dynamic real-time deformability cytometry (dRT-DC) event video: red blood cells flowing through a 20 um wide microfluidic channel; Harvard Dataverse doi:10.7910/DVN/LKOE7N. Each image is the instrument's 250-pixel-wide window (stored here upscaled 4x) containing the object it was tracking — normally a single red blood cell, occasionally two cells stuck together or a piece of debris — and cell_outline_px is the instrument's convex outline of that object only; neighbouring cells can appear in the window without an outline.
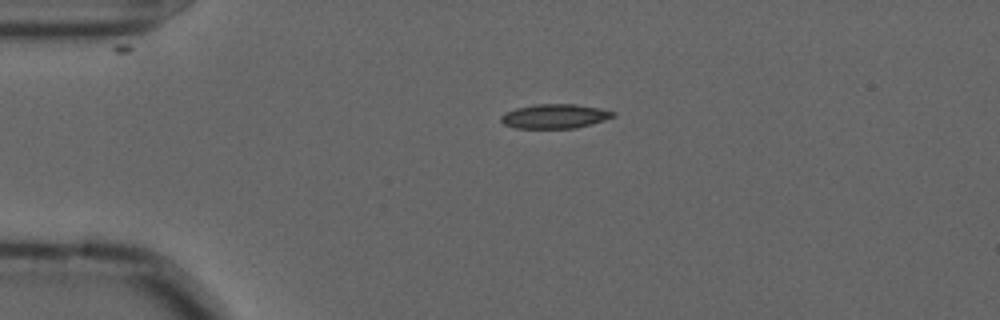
{"species": "common noctule bat (a hibernating species)", "species_latin": "Nyctalus noctula", "temperature_condition": "cold", "stored_images_in_passage": 45, "camera_frame_rate_fps": 3000, "um_per_image_px": 0.085, "animal": {"sex": "male", "forearm_length_mm": 52.5}, "frame": {"image": 1, "passage_image": 1, "time_ms": 0.0, "image_size_px": [1000, 320], "cell_outline_px": [[616, 116], [592, 124], [576, 128], [516, 128], [504, 124], [500, 120], [500, 116], [504, 112], [516, 108], [536, 104], [576, 104], [600, 108], [616, 112]], "centroid_in_image_um": [47.16, 9.88], "position_along_channel_um": 37.8, "area_um2": 16.01}}
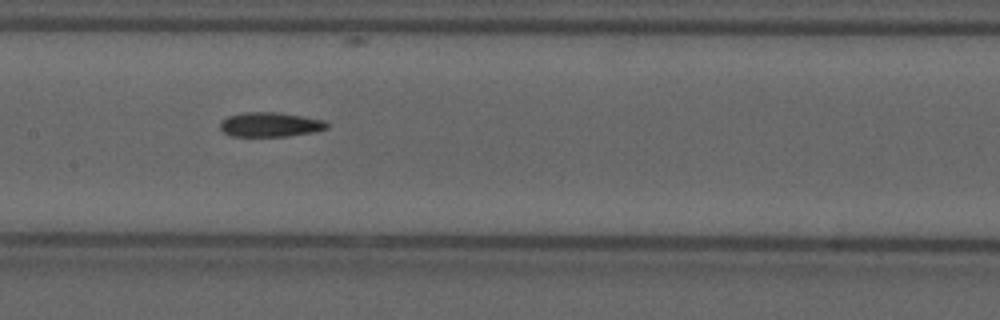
{"frame": {"image": 2, "passage_image": 16, "time_ms": 5.0, "image_size_px": [1000, 320], "cell_outline_px": [[328, 128], [316, 132], [288, 136], [228, 136], [220, 128], [220, 120], [228, 116], [244, 112], [280, 112], [324, 120], [328, 124]], "centroid_in_image_um": [22.96, 10.59], "position_along_channel_um": 184.4, "area_um2": 15.43}}
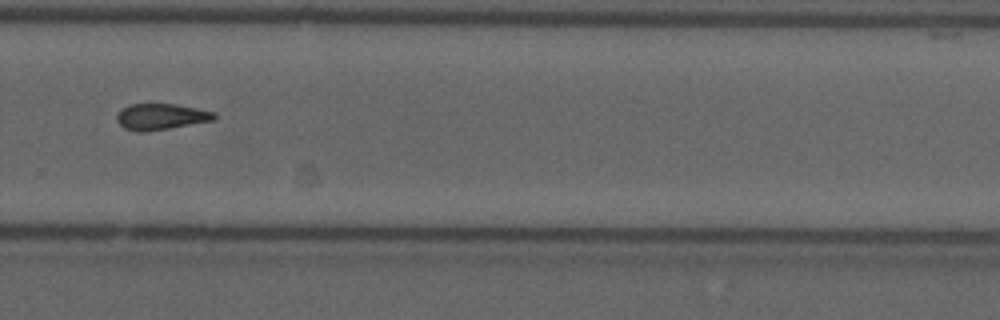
{"frame": {"image": 3, "passage_image": 27, "time_ms": 8.667, "image_size_px": [1000, 320], "cell_outline_px": [[216, 120], [144, 132], [136, 132], [124, 128], [116, 120], [116, 116], [124, 108], [132, 104], [176, 104], [216, 112]], "centroid_in_image_um": [13.71, 9.92], "position_along_channel_um": 316.1, "area_um2": 14.74}, "authors_computed_cell_mechanics": {"area_um2": 14.8546, "velocity_mm_per_s": 3.6072, "shape_relaxation_time_tau1_ms": null, "shape_relaxation_time_tau2_ms": 5.8636, "deformation_change_tau1": null, "deformation_change_tau2": 0.1508}}